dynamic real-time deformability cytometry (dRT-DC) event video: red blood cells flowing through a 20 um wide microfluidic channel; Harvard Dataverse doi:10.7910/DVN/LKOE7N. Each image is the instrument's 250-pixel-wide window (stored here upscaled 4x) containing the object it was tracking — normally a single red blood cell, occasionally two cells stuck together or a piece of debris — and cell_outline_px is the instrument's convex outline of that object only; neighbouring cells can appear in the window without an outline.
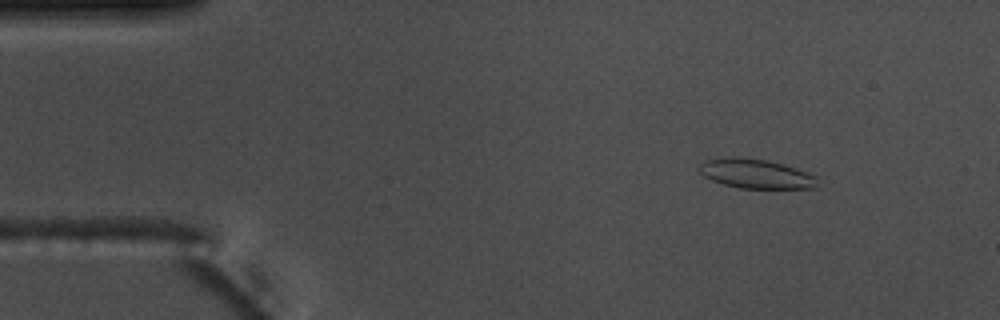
{"species": "common noctule bat (a hibernating species)", "species_latin": "Nyctalus noctula", "temperature_condition": "warm", "stored_images_in_passage": 55, "camera_frame_rate_fps": 3000, "um_per_image_px": 0.085, "animal": {"sex": "male", "body_mass_g": 17.5, "forearm_length_mm": 52.3}, "frame": {"image": 1, "passage_image": 7, "time_ms": 2.0, "image_size_px": [1000, 320], "cell_outline_px": [[816, 184], [812, 188], [740, 188], [724, 184], [712, 180], [704, 176], [696, 168], [700, 164], [708, 160], [768, 160], [804, 172], [812, 176]], "centroid_in_image_um": [64.2, 14.82], "position_along_channel_um": 20.8, "area_um2": 18.73}}
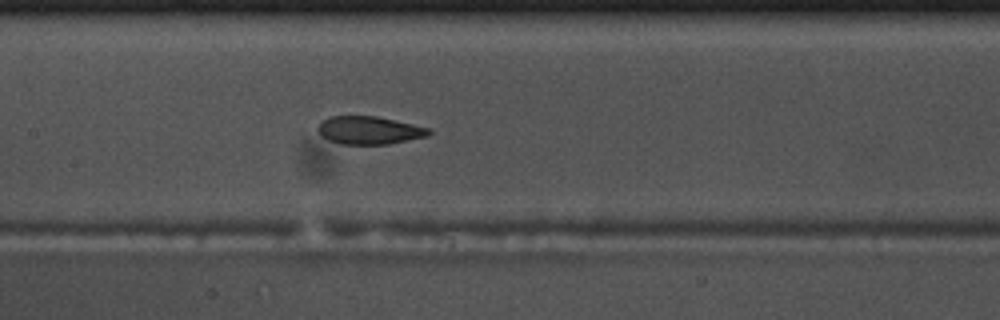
{"frame": {"image": 2, "passage_image": 26, "time_ms": 8.333, "image_size_px": [1000, 320], "cell_outline_px": [[432, 132], [428, 136], [388, 144], [340, 144], [328, 140], [316, 128], [320, 120], [328, 116], [376, 116], [432, 128]], "centroid_in_image_um": [31.39, 11.06], "position_along_channel_um": 176.0, "area_um2": 18.21}}
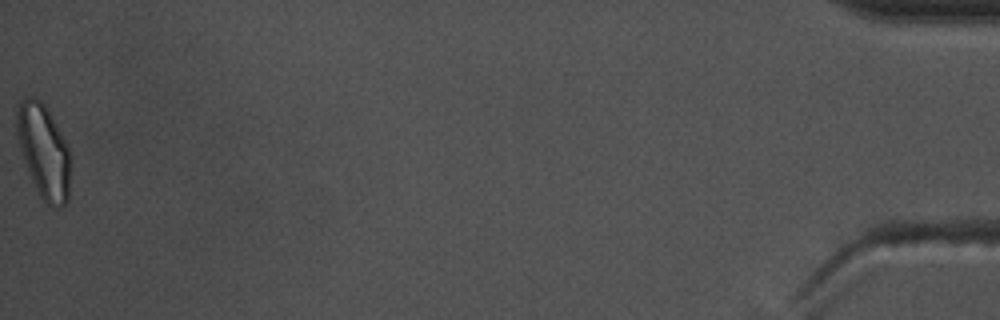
{"frame": {"image": 3, "passage_image": 55, "time_ms": 18.0, "image_size_px": [1000, 320], "cell_outline_px": [[68, 200], [64, 204], [52, 208], [40, 196], [32, 180], [24, 160], [16, 128], [16, 112], [20, 100], [28, 96], [32, 96], [40, 100], [44, 104], [60, 132], [68, 148]], "centroid_in_image_um": [3.68, 12.82], "position_along_channel_um": 431.5, "area_um2": 28.38}, "authors_computed_cell_mechanics": {"area_um2": 19.8254, "velocity_mm_per_s": 3.7323, "shape_relaxation_time_tau1_ms": null, "shape_relaxation_time_tau2_ms": 2.2274, "deformation_change_tau1": null, "deformation_change_tau2": 0.0769}}